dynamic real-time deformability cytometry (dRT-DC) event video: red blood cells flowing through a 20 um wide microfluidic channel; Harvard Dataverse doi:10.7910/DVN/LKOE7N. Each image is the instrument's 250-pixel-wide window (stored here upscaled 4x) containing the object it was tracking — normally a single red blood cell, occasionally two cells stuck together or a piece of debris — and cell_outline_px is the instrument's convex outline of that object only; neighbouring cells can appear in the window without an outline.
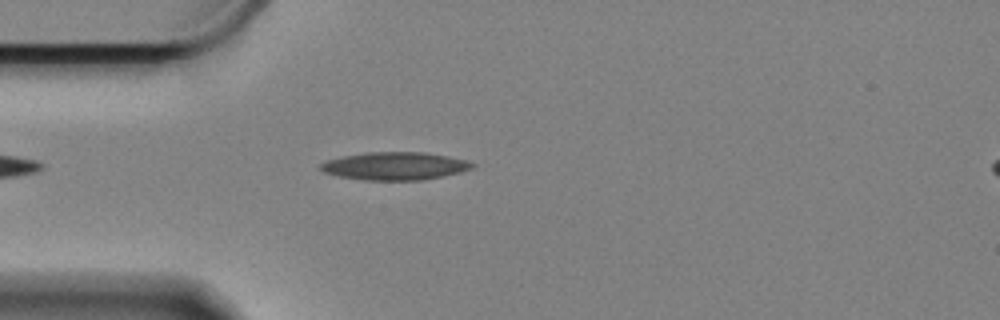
{"species": "Egyptian fruit bat (a non-hibernating species)", "species_latin": "Rousettus aegyptiacus", "temperature_condition": "cold", "stored_images_in_passage": 8, "camera_frame_rate_fps": 3000, "um_per_image_px": 0.085, "animal": {"sex": "female"}, "frame": {"image": 1, "passage_image": 3, "time_ms": 0.667, "image_size_px": [1000, 320], "cell_outline_px": [[476, 164], [472, 168], [460, 172], [420, 180], [368, 180], [340, 176], [324, 172], [320, 168], [320, 164], [328, 160], [344, 156], [364, 152], [424, 152], [448, 156], [464, 160]], "centroid_in_image_um": [33.56, 14.1], "position_along_channel_um": 51.4, "area_um2": 24.28}}
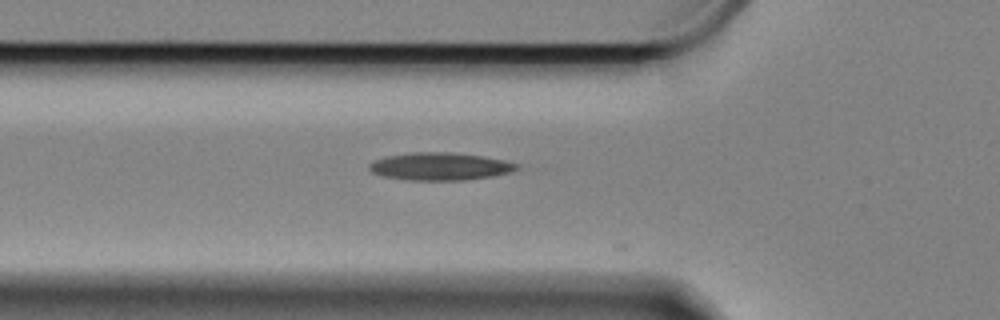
{"frame": {"image": 2, "passage_image": 7, "time_ms": 2.0, "image_size_px": [1000, 320], "cell_outline_px": [[520, 168], [508, 172], [492, 176], [464, 180], [412, 180], [384, 176], [372, 172], [368, 168], [368, 164], [376, 160], [388, 156], [412, 152], [452, 152], [484, 156], [504, 160], [520, 164]], "centroid_in_image_um": [37.43, 14.14], "position_along_channel_um": 88.4, "area_um2": 23.64}}